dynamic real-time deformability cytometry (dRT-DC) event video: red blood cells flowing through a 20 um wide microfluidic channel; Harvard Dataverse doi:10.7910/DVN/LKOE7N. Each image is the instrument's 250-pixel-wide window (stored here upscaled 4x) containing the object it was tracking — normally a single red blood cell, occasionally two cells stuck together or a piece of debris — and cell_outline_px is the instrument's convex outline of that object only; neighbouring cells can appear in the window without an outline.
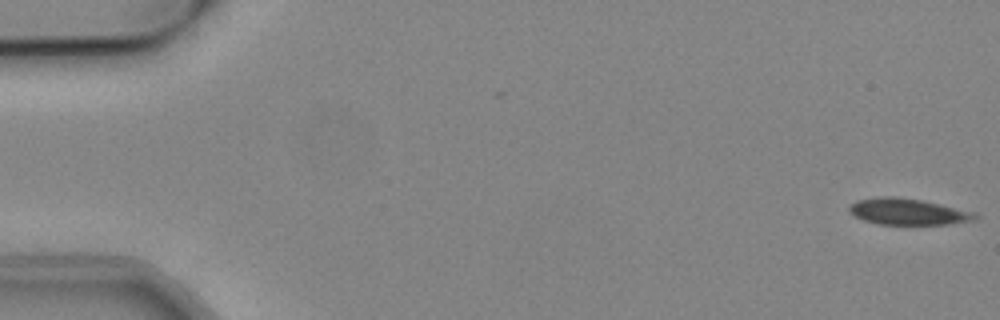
{"species": "common noctule bat (a hibernating species)", "species_latin": "Nyctalus noctula", "temperature_condition": "cold", "stored_images_in_passage": 8, "camera_frame_rate_fps": 3000, "um_per_image_px": 0.085, "animal": {"sex": "male", "body_mass_g": 19.2, "forearm_length_mm": 51.8}, "frame": {"image": 1, "passage_image": 1, "time_ms": 0.0, "image_size_px": [1000, 320], "cell_outline_px": [[980, 216], [976, 220], [948, 224], [880, 224], [864, 220], [848, 212], [848, 208], [856, 200], [880, 196], [896, 196], [920, 200], [976, 212]], "centroid_in_image_um": [77.19, 17.99], "position_along_channel_um": 7.8, "area_um2": 19.25}}